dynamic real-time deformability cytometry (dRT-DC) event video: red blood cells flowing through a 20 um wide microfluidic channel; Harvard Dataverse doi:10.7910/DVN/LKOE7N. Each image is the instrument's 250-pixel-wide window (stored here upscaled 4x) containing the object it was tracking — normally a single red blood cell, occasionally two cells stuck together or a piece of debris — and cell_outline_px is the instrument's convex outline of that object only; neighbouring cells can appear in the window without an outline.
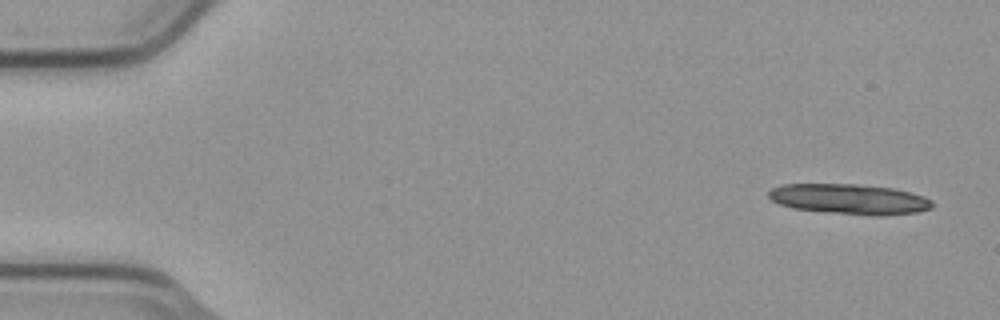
{"species": "common noctule bat (a hibernating species)", "species_latin": "Nyctalus noctula", "temperature_condition": "cold", "stored_images_in_passage": 5, "camera_frame_rate_fps": 3000, "um_per_image_px": 0.085, "animal": {"sex": "male", "body_mass_g": 23.1, "forearm_length_mm": 52.7}, "frame": {"image": 1, "passage_image": 1, "time_ms": 0.0, "image_size_px": [1000, 320], "cell_outline_px": [[932, 208], [916, 212], [880, 216], [876, 216], [828, 212], [792, 208], [780, 204], [772, 200], [768, 196], [768, 192], [772, 188], [784, 184], [852, 184], [892, 188], [924, 196], [932, 200]], "centroid_in_image_um": [72.2, 16.93], "position_along_channel_um": 12.8, "area_um2": 28.67}}